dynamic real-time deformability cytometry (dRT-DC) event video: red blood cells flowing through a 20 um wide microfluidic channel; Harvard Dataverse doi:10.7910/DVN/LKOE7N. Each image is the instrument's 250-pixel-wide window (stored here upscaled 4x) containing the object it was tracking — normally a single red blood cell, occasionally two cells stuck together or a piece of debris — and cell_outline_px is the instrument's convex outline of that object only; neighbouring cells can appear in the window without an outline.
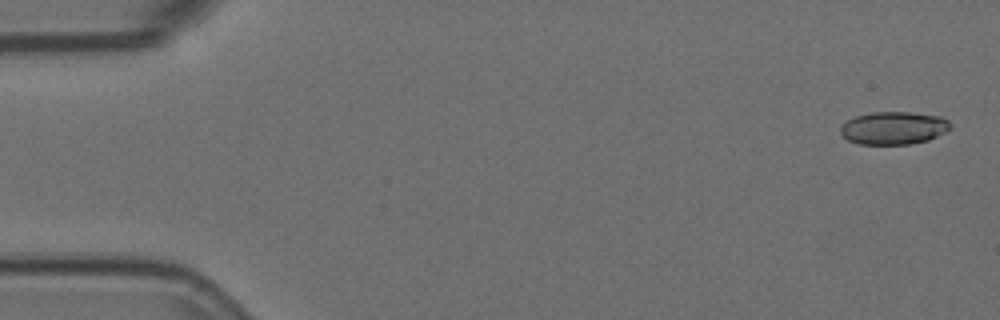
{"species": "Egyptian fruit bat (a non-hibernating species)", "species_latin": "Rousettus aegyptiacus", "temperature_condition": "room temperature", "stored_images_in_passage": 6, "camera_frame_rate_fps": 3000, "um_per_image_px": 0.085, "animal": {"sex": "female"}, "frame": {"image": 1, "passage_image": 1, "time_ms": 0.0, "image_size_px": [1000, 320], "cell_outline_px": [[952, 128], [928, 140], [908, 144], [860, 144], [848, 140], [840, 132], [840, 124], [844, 120], [856, 116], [872, 112], [908, 112], [940, 116], [948, 120]], "centroid_in_image_um": [75.92, 10.87], "position_along_channel_um": 9.1, "area_um2": 21.04}}